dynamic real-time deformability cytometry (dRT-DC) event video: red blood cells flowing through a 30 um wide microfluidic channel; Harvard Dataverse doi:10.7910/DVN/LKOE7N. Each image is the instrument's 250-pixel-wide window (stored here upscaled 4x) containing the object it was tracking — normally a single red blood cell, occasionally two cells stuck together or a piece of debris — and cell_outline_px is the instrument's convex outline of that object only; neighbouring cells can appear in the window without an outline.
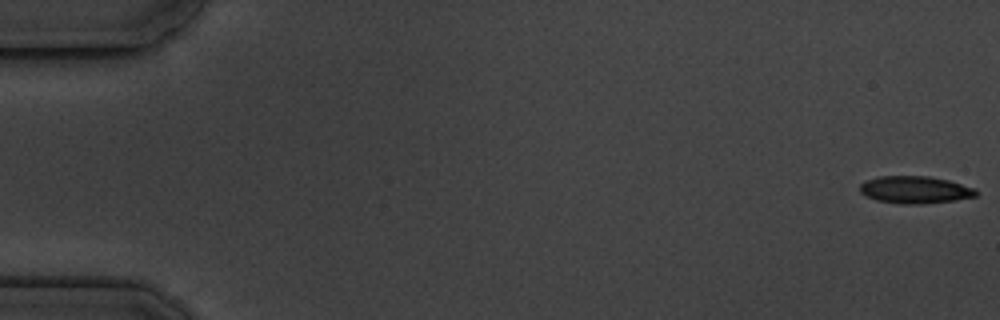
{"species": "common noctule bat (a hibernating species)", "species_latin": "Nyctalus noctula", "temperature_condition": "cold", "stored_images_in_passage": 11, "camera_frame_rate_fps": 3000, "um_per_image_px": 0.085, "animal": {"sex": "male", "body_mass_g": 19.5, "forearm_length_mm": 54.6}, "frame": {"image": 1, "passage_image": 1, "time_ms": 0.0, "image_size_px": [1000, 320], "cell_outline_px": [[980, 192], [976, 196], [952, 200], [924, 204], [900, 204], [876, 200], [860, 192], [860, 184], [864, 180], [880, 176], [928, 176], [948, 180], [976, 188]], "centroid_in_image_um": [77.78, 16.13], "position_along_channel_um": 7.2, "area_um2": 18.55}}
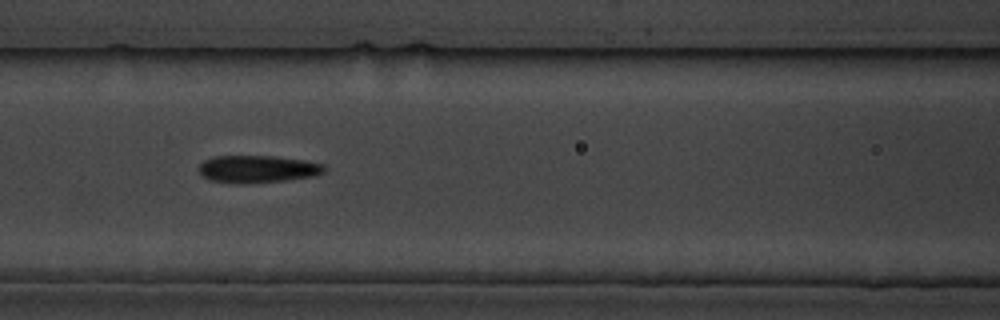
{"frame": {"image": 2, "passage_image": 8, "time_ms": 8.0, "image_size_px": [1000, 320], "cell_outline_px": [[328, 168], [324, 172], [316, 176], [284, 180], [244, 184], [236, 184], [208, 180], [200, 172], [200, 164], [204, 160], [212, 156], [272, 156], [304, 160], [324, 164]], "centroid_in_image_um": [21.91, 14.37], "position_along_channel_um": 144.7, "area_um2": 20.17}}
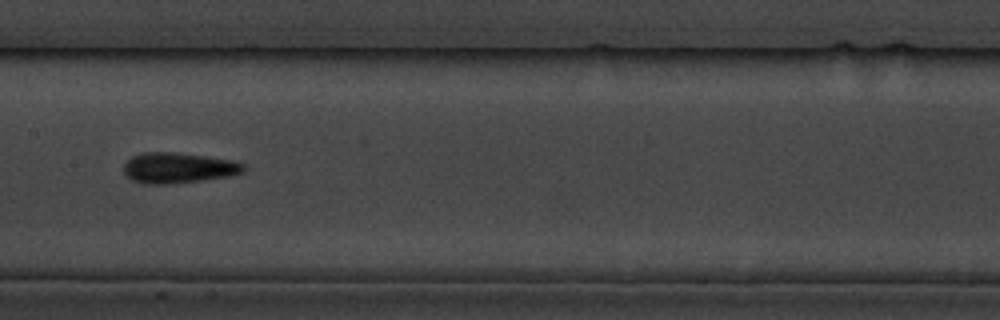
{"frame": {"image": 3, "passage_image": 9, "time_ms": 9.333, "image_size_px": [1000, 320], "cell_outline_px": [[244, 172], [228, 176], [204, 180], [168, 184], [144, 184], [132, 180], [124, 172], [124, 164], [132, 156], [144, 152], [172, 152], [204, 156], [232, 160], [244, 164]], "centroid_in_image_um": [15.14, 14.27], "position_along_channel_um": 192.3, "area_um2": 21.21}}